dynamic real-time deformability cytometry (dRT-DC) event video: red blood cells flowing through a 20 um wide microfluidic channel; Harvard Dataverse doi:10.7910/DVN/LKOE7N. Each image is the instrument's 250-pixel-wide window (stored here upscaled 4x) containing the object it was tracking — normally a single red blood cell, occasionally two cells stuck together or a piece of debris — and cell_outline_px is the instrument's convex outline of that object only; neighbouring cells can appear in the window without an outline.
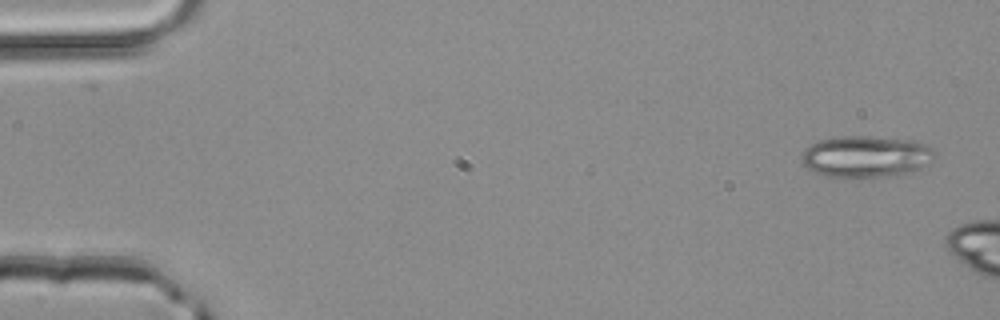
{"species": "common noctule bat (a hibernating species)", "species_latin": "Nyctalus noctula", "temperature_condition": "room temperature", "stored_images_in_passage": 4, "camera_frame_rate_fps": 3000, "um_per_image_px": 0.085, "animal": {"sex": "male", "body_mass_g": 20.4}, "frame": {"image": 1, "passage_image": 1, "time_ms": 0.0, "image_size_px": [1000, 320], "cell_outline_px": [[936, 156], [928, 164], [912, 172], [888, 176], [824, 176], [808, 168], [804, 164], [800, 156], [804, 148], [820, 140], [840, 136], [872, 136], [912, 140], [924, 144]], "centroid_in_image_um": [73.59, 13.29], "position_along_channel_um": 11.4, "area_um2": 31.91}}